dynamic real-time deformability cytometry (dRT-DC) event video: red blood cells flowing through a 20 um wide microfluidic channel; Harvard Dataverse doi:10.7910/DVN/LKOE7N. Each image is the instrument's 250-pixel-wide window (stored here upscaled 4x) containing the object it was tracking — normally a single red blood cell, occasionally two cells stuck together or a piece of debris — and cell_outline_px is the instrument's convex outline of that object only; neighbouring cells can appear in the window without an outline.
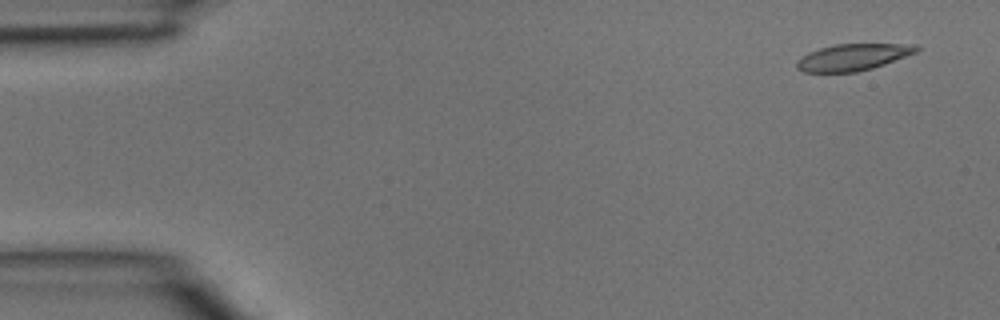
{"species": "common noctule bat (a hibernating species)", "species_latin": "Nyctalus noctula", "temperature_condition": "room temperature", "stored_images_in_passage": 4, "camera_frame_rate_fps": 3000, "um_per_image_px": 0.085, "animal": {"sex": "male", "body_mass_g": 15.6}, "frame": {"image": 1, "passage_image": 1, "time_ms": 0.0, "image_size_px": [1000, 320], "cell_outline_px": [[920, 48], [916, 52], [884, 64], [872, 68], [856, 72], [804, 72], [796, 68], [796, 60], [808, 52], [820, 48], [836, 44], [916, 44]], "centroid_in_image_um": [72.46, 4.86], "position_along_channel_um": 12.5, "area_um2": 18.5}}
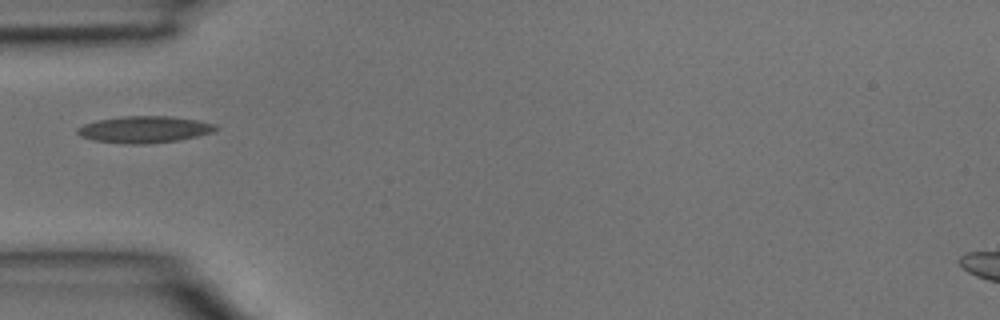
{"frame": {"image": 2, "passage_image": 4, "time_ms": 1.0, "image_size_px": [1000, 320], "cell_outline_px": [[220, 128], [212, 132], [196, 136], [176, 140], [144, 144], [124, 144], [92, 140], [80, 136], [76, 132], [76, 128], [84, 124], [100, 120], [124, 116], [168, 116], [196, 120], [216, 124]], "centroid_in_image_um": [12.25, 11.01], "position_along_channel_um": 72.7, "area_um2": 21.39}}